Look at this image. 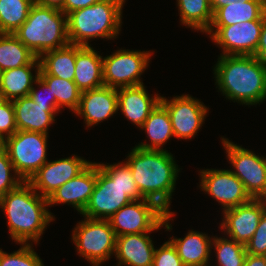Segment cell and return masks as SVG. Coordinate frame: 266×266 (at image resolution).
<instances>
[{"instance_id":"cell-1","label":"cell","mask_w":266,"mask_h":266,"mask_svg":"<svg viewBox=\"0 0 266 266\" xmlns=\"http://www.w3.org/2000/svg\"><path fill=\"white\" fill-rule=\"evenodd\" d=\"M127 156L133 179L145 199L156 202L167 213L178 177V165L168 150L134 147Z\"/></svg>"},{"instance_id":"cell-2","label":"cell","mask_w":266,"mask_h":266,"mask_svg":"<svg viewBox=\"0 0 266 266\" xmlns=\"http://www.w3.org/2000/svg\"><path fill=\"white\" fill-rule=\"evenodd\" d=\"M48 198L37 193L28 181L0 198V207L7 216L9 233L14 242L28 244L40 240L47 225L55 218L46 208Z\"/></svg>"},{"instance_id":"cell-3","label":"cell","mask_w":266,"mask_h":266,"mask_svg":"<svg viewBox=\"0 0 266 266\" xmlns=\"http://www.w3.org/2000/svg\"><path fill=\"white\" fill-rule=\"evenodd\" d=\"M223 96L245 105L266 99V65L252 55H220L214 68Z\"/></svg>"},{"instance_id":"cell-4","label":"cell","mask_w":266,"mask_h":266,"mask_svg":"<svg viewBox=\"0 0 266 266\" xmlns=\"http://www.w3.org/2000/svg\"><path fill=\"white\" fill-rule=\"evenodd\" d=\"M145 199L126 162L106 165L97 163V181L83 217L108 220L131 201Z\"/></svg>"},{"instance_id":"cell-5","label":"cell","mask_w":266,"mask_h":266,"mask_svg":"<svg viewBox=\"0 0 266 266\" xmlns=\"http://www.w3.org/2000/svg\"><path fill=\"white\" fill-rule=\"evenodd\" d=\"M124 3L125 0H101L70 12L67 15L70 44L89 46L90 39L116 38L121 30Z\"/></svg>"},{"instance_id":"cell-6","label":"cell","mask_w":266,"mask_h":266,"mask_svg":"<svg viewBox=\"0 0 266 266\" xmlns=\"http://www.w3.org/2000/svg\"><path fill=\"white\" fill-rule=\"evenodd\" d=\"M13 34L37 57L70 44L67 16L59 9L37 3L32 5L28 18Z\"/></svg>"},{"instance_id":"cell-7","label":"cell","mask_w":266,"mask_h":266,"mask_svg":"<svg viewBox=\"0 0 266 266\" xmlns=\"http://www.w3.org/2000/svg\"><path fill=\"white\" fill-rule=\"evenodd\" d=\"M173 215V212L167 213L152 200L140 199L124 205L108 220L116 236H121L152 232L162 226L169 231L172 225L168 221Z\"/></svg>"},{"instance_id":"cell-8","label":"cell","mask_w":266,"mask_h":266,"mask_svg":"<svg viewBox=\"0 0 266 266\" xmlns=\"http://www.w3.org/2000/svg\"><path fill=\"white\" fill-rule=\"evenodd\" d=\"M47 137L39 132L17 130L0 144L7 151L16 175L23 181H29L48 161Z\"/></svg>"},{"instance_id":"cell-9","label":"cell","mask_w":266,"mask_h":266,"mask_svg":"<svg viewBox=\"0 0 266 266\" xmlns=\"http://www.w3.org/2000/svg\"><path fill=\"white\" fill-rule=\"evenodd\" d=\"M78 254L93 266L109 260L115 254L116 234L109 220L85 218L72 232Z\"/></svg>"},{"instance_id":"cell-10","label":"cell","mask_w":266,"mask_h":266,"mask_svg":"<svg viewBox=\"0 0 266 266\" xmlns=\"http://www.w3.org/2000/svg\"><path fill=\"white\" fill-rule=\"evenodd\" d=\"M229 163L236 170L231 172L241 180L252 199H266V157H260L229 139L222 138Z\"/></svg>"},{"instance_id":"cell-11","label":"cell","mask_w":266,"mask_h":266,"mask_svg":"<svg viewBox=\"0 0 266 266\" xmlns=\"http://www.w3.org/2000/svg\"><path fill=\"white\" fill-rule=\"evenodd\" d=\"M150 51L117 50L103 58L104 86L121 88L141 85L142 73L147 69Z\"/></svg>"},{"instance_id":"cell-12","label":"cell","mask_w":266,"mask_h":266,"mask_svg":"<svg viewBox=\"0 0 266 266\" xmlns=\"http://www.w3.org/2000/svg\"><path fill=\"white\" fill-rule=\"evenodd\" d=\"M262 26L263 20H252L230 26L209 27L206 33L211 34L210 38L222 48L221 55L253 56L257 50Z\"/></svg>"},{"instance_id":"cell-13","label":"cell","mask_w":266,"mask_h":266,"mask_svg":"<svg viewBox=\"0 0 266 266\" xmlns=\"http://www.w3.org/2000/svg\"><path fill=\"white\" fill-rule=\"evenodd\" d=\"M160 103L167 109L174 137L178 139L194 137L208 113V108L189 94L173 97L170 101L161 96Z\"/></svg>"},{"instance_id":"cell-14","label":"cell","mask_w":266,"mask_h":266,"mask_svg":"<svg viewBox=\"0 0 266 266\" xmlns=\"http://www.w3.org/2000/svg\"><path fill=\"white\" fill-rule=\"evenodd\" d=\"M200 188L223 206V211L248 203L252 198L231 170H200Z\"/></svg>"},{"instance_id":"cell-15","label":"cell","mask_w":266,"mask_h":266,"mask_svg":"<svg viewBox=\"0 0 266 266\" xmlns=\"http://www.w3.org/2000/svg\"><path fill=\"white\" fill-rule=\"evenodd\" d=\"M92 162L81 157L71 156L54 161H47L28 181L33 189L48 198L65 182L78 176Z\"/></svg>"},{"instance_id":"cell-16","label":"cell","mask_w":266,"mask_h":266,"mask_svg":"<svg viewBox=\"0 0 266 266\" xmlns=\"http://www.w3.org/2000/svg\"><path fill=\"white\" fill-rule=\"evenodd\" d=\"M266 211V199H251L248 203L223 211L221 223L228 238L243 245L252 238L263 213Z\"/></svg>"},{"instance_id":"cell-17","label":"cell","mask_w":266,"mask_h":266,"mask_svg":"<svg viewBox=\"0 0 266 266\" xmlns=\"http://www.w3.org/2000/svg\"><path fill=\"white\" fill-rule=\"evenodd\" d=\"M97 181V163H91L83 172L70 179L48 197V205H72L80 214L87 206Z\"/></svg>"},{"instance_id":"cell-18","label":"cell","mask_w":266,"mask_h":266,"mask_svg":"<svg viewBox=\"0 0 266 266\" xmlns=\"http://www.w3.org/2000/svg\"><path fill=\"white\" fill-rule=\"evenodd\" d=\"M117 105V89L102 86L81 93L80 105L75 114L84 118L87 127H92L113 116L118 111Z\"/></svg>"},{"instance_id":"cell-19","label":"cell","mask_w":266,"mask_h":266,"mask_svg":"<svg viewBox=\"0 0 266 266\" xmlns=\"http://www.w3.org/2000/svg\"><path fill=\"white\" fill-rule=\"evenodd\" d=\"M12 104L18 130L46 135L49 125L55 121L54 116L59 112L57 105L36 104L30 95L13 100Z\"/></svg>"},{"instance_id":"cell-20","label":"cell","mask_w":266,"mask_h":266,"mask_svg":"<svg viewBox=\"0 0 266 266\" xmlns=\"http://www.w3.org/2000/svg\"><path fill=\"white\" fill-rule=\"evenodd\" d=\"M118 105L117 110H121L127 120L141 127L154 108L160 103L161 96L151 95L143 84L117 89Z\"/></svg>"},{"instance_id":"cell-21","label":"cell","mask_w":266,"mask_h":266,"mask_svg":"<svg viewBox=\"0 0 266 266\" xmlns=\"http://www.w3.org/2000/svg\"><path fill=\"white\" fill-rule=\"evenodd\" d=\"M146 233H135L116 237L115 256L118 265L126 266H152L154 245Z\"/></svg>"},{"instance_id":"cell-22","label":"cell","mask_w":266,"mask_h":266,"mask_svg":"<svg viewBox=\"0 0 266 266\" xmlns=\"http://www.w3.org/2000/svg\"><path fill=\"white\" fill-rule=\"evenodd\" d=\"M73 81L82 92L104 86L103 57L90 45H76L75 74Z\"/></svg>"},{"instance_id":"cell-23","label":"cell","mask_w":266,"mask_h":266,"mask_svg":"<svg viewBox=\"0 0 266 266\" xmlns=\"http://www.w3.org/2000/svg\"><path fill=\"white\" fill-rule=\"evenodd\" d=\"M35 69V76L31 72ZM40 60L36 57L30 64L18 68H12L1 72L0 86L6 100L13 101L28 96L39 77ZM35 77V78H34Z\"/></svg>"},{"instance_id":"cell-24","label":"cell","mask_w":266,"mask_h":266,"mask_svg":"<svg viewBox=\"0 0 266 266\" xmlns=\"http://www.w3.org/2000/svg\"><path fill=\"white\" fill-rule=\"evenodd\" d=\"M169 241L176 248L185 266H208L212 240L205 233L192 229L183 239L172 238Z\"/></svg>"},{"instance_id":"cell-25","label":"cell","mask_w":266,"mask_h":266,"mask_svg":"<svg viewBox=\"0 0 266 266\" xmlns=\"http://www.w3.org/2000/svg\"><path fill=\"white\" fill-rule=\"evenodd\" d=\"M265 16L266 0L238 1L219 8L213 14L210 27H223L245 21L263 20Z\"/></svg>"},{"instance_id":"cell-26","label":"cell","mask_w":266,"mask_h":266,"mask_svg":"<svg viewBox=\"0 0 266 266\" xmlns=\"http://www.w3.org/2000/svg\"><path fill=\"white\" fill-rule=\"evenodd\" d=\"M39 75H52L69 81L74 80L76 45L68 44L65 47L50 50L40 57Z\"/></svg>"},{"instance_id":"cell-27","label":"cell","mask_w":266,"mask_h":266,"mask_svg":"<svg viewBox=\"0 0 266 266\" xmlns=\"http://www.w3.org/2000/svg\"><path fill=\"white\" fill-rule=\"evenodd\" d=\"M141 128L151 141L150 144L141 142L136 145L142 149L163 150L161 147L174 136L170 115L161 103L154 108Z\"/></svg>"},{"instance_id":"cell-28","label":"cell","mask_w":266,"mask_h":266,"mask_svg":"<svg viewBox=\"0 0 266 266\" xmlns=\"http://www.w3.org/2000/svg\"><path fill=\"white\" fill-rule=\"evenodd\" d=\"M36 57L13 33H0L1 71L28 65Z\"/></svg>"},{"instance_id":"cell-29","label":"cell","mask_w":266,"mask_h":266,"mask_svg":"<svg viewBox=\"0 0 266 266\" xmlns=\"http://www.w3.org/2000/svg\"><path fill=\"white\" fill-rule=\"evenodd\" d=\"M180 21L200 32H207L213 20L210 0H177Z\"/></svg>"},{"instance_id":"cell-30","label":"cell","mask_w":266,"mask_h":266,"mask_svg":"<svg viewBox=\"0 0 266 266\" xmlns=\"http://www.w3.org/2000/svg\"><path fill=\"white\" fill-rule=\"evenodd\" d=\"M39 77L50 87L52 97H56L58 110L67 107L75 113L80 105L82 91L74 81H69L52 75H39Z\"/></svg>"},{"instance_id":"cell-31","label":"cell","mask_w":266,"mask_h":266,"mask_svg":"<svg viewBox=\"0 0 266 266\" xmlns=\"http://www.w3.org/2000/svg\"><path fill=\"white\" fill-rule=\"evenodd\" d=\"M34 0H0V33H14L28 18Z\"/></svg>"},{"instance_id":"cell-32","label":"cell","mask_w":266,"mask_h":266,"mask_svg":"<svg viewBox=\"0 0 266 266\" xmlns=\"http://www.w3.org/2000/svg\"><path fill=\"white\" fill-rule=\"evenodd\" d=\"M216 250L217 265L219 266H243L247 252L245 245L228 238L213 237L212 245Z\"/></svg>"},{"instance_id":"cell-33","label":"cell","mask_w":266,"mask_h":266,"mask_svg":"<svg viewBox=\"0 0 266 266\" xmlns=\"http://www.w3.org/2000/svg\"><path fill=\"white\" fill-rule=\"evenodd\" d=\"M21 245L13 253H6L0 248V266H44L30 243Z\"/></svg>"},{"instance_id":"cell-34","label":"cell","mask_w":266,"mask_h":266,"mask_svg":"<svg viewBox=\"0 0 266 266\" xmlns=\"http://www.w3.org/2000/svg\"><path fill=\"white\" fill-rule=\"evenodd\" d=\"M10 171L14 172L13 176ZM21 182L23 180L16 175L7 151L0 145V198L10 190L15 189Z\"/></svg>"},{"instance_id":"cell-35","label":"cell","mask_w":266,"mask_h":266,"mask_svg":"<svg viewBox=\"0 0 266 266\" xmlns=\"http://www.w3.org/2000/svg\"><path fill=\"white\" fill-rule=\"evenodd\" d=\"M247 254L266 256V211L260 218L252 238L246 243Z\"/></svg>"},{"instance_id":"cell-36","label":"cell","mask_w":266,"mask_h":266,"mask_svg":"<svg viewBox=\"0 0 266 266\" xmlns=\"http://www.w3.org/2000/svg\"><path fill=\"white\" fill-rule=\"evenodd\" d=\"M17 130L12 101L7 100L0 105V144Z\"/></svg>"},{"instance_id":"cell-37","label":"cell","mask_w":266,"mask_h":266,"mask_svg":"<svg viewBox=\"0 0 266 266\" xmlns=\"http://www.w3.org/2000/svg\"><path fill=\"white\" fill-rule=\"evenodd\" d=\"M152 266H185L178 256L176 248L166 241L159 249H155Z\"/></svg>"},{"instance_id":"cell-38","label":"cell","mask_w":266,"mask_h":266,"mask_svg":"<svg viewBox=\"0 0 266 266\" xmlns=\"http://www.w3.org/2000/svg\"><path fill=\"white\" fill-rule=\"evenodd\" d=\"M35 84L36 85L38 84L41 87V90L42 89L45 90L49 96L47 95V97H45L41 95L42 93H39V91L36 90L35 87H33L30 90L29 95L34 100V102L36 104H41V105H56V97H52L50 87L40 77H37Z\"/></svg>"},{"instance_id":"cell-39","label":"cell","mask_w":266,"mask_h":266,"mask_svg":"<svg viewBox=\"0 0 266 266\" xmlns=\"http://www.w3.org/2000/svg\"><path fill=\"white\" fill-rule=\"evenodd\" d=\"M101 0H64V6L61 11L67 16L70 12L92 6Z\"/></svg>"},{"instance_id":"cell-40","label":"cell","mask_w":266,"mask_h":266,"mask_svg":"<svg viewBox=\"0 0 266 266\" xmlns=\"http://www.w3.org/2000/svg\"><path fill=\"white\" fill-rule=\"evenodd\" d=\"M253 56L266 65V16L263 19V26L261 29L257 50Z\"/></svg>"},{"instance_id":"cell-41","label":"cell","mask_w":266,"mask_h":266,"mask_svg":"<svg viewBox=\"0 0 266 266\" xmlns=\"http://www.w3.org/2000/svg\"><path fill=\"white\" fill-rule=\"evenodd\" d=\"M243 266H266V256L247 254Z\"/></svg>"},{"instance_id":"cell-42","label":"cell","mask_w":266,"mask_h":266,"mask_svg":"<svg viewBox=\"0 0 266 266\" xmlns=\"http://www.w3.org/2000/svg\"><path fill=\"white\" fill-rule=\"evenodd\" d=\"M34 3L45 7L56 8L59 10H61L64 6V0H34Z\"/></svg>"},{"instance_id":"cell-43","label":"cell","mask_w":266,"mask_h":266,"mask_svg":"<svg viewBox=\"0 0 266 266\" xmlns=\"http://www.w3.org/2000/svg\"><path fill=\"white\" fill-rule=\"evenodd\" d=\"M238 1H250V0H210V6L213 14L219 9L226 5H230L233 2Z\"/></svg>"},{"instance_id":"cell-44","label":"cell","mask_w":266,"mask_h":266,"mask_svg":"<svg viewBox=\"0 0 266 266\" xmlns=\"http://www.w3.org/2000/svg\"><path fill=\"white\" fill-rule=\"evenodd\" d=\"M6 101L7 100H6V98L4 96V93H3L2 89H1V86H0V105H2Z\"/></svg>"}]
</instances>
